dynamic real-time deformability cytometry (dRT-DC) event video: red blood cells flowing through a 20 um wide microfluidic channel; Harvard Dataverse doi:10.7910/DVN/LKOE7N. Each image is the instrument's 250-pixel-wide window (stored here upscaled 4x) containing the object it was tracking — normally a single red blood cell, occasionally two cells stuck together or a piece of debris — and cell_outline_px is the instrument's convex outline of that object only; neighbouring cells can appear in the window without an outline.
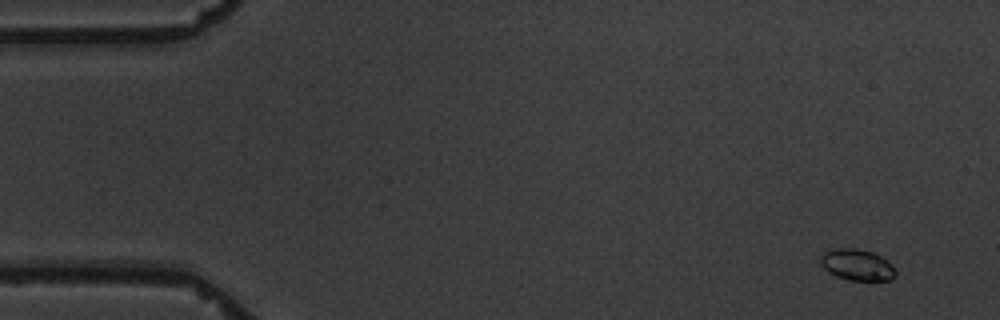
{"species": "common noctule bat (a hibernating species)", "species_latin": "Nyctalus noctula", "temperature_condition": "warm", "stored_images_in_passage": 6, "camera_frame_rate_fps": 3000, "um_per_image_px": 0.085, "animal": {"sex": "male", "body_mass_g": 19.5, "forearm_length_mm": 54.6}, "frame": {"image": 1, "passage_image": 2, "time_ms": 1.0, "image_size_px": [1000, 320], "cell_outline_px": [[896, 276], [892, 280], [848, 280], [836, 276], [828, 272], [820, 264], [820, 256], [824, 252], [836, 248], [856, 248], [872, 252], [888, 260], [896, 272]], "centroid_in_image_um": [72.84, 22.51], "position_along_channel_um": 12.2, "area_um2": 13.76}}
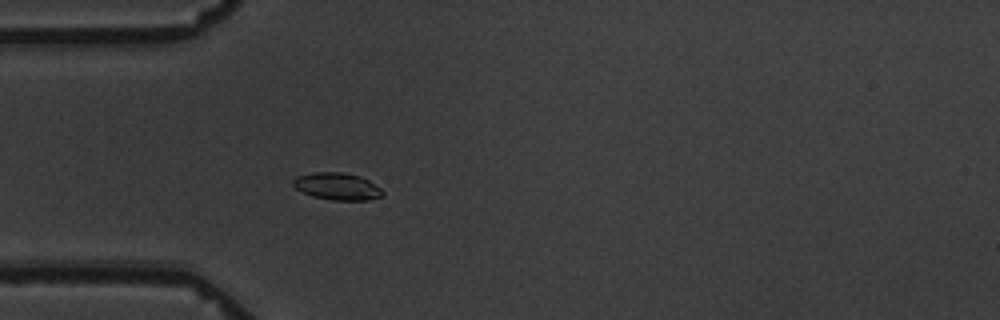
{"frame": {"image": 2, "passage_image": 6, "time_ms": 5.667, "image_size_px": [1000, 320], "cell_outline_px": [[384, 192], [380, 196], [368, 200], [332, 200], [312, 196], [296, 188], [292, 184], [292, 180], [296, 176], [312, 172], [344, 172], [368, 180], [380, 188]], "centroid_in_image_um": [28.62, 15.83], "position_along_channel_um": 56.4, "area_um2": 13.99}}